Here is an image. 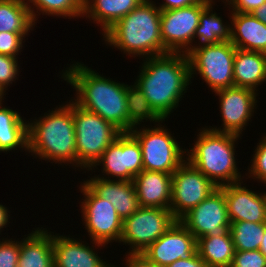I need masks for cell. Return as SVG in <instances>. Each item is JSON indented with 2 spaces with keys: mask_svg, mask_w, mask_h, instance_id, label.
Masks as SVG:
<instances>
[{
  "mask_svg": "<svg viewBox=\"0 0 266 267\" xmlns=\"http://www.w3.org/2000/svg\"><path fill=\"white\" fill-rule=\"evenodd\" d=\"M76 91L70 98L79 107L98 114L121 132H128L127 84L99 74L81 62H74L60 73Z\"/></svg>",
  "mask_w": 266,
  "mask_h": 267,
  "instance_id": "obj_1",
  "label": "cell"
},
{
  "mask_svg": "<svg viewBox=\"0 0 266 267\" xmlns=\"http://www.w3.org/2000/svg\"><path fill=\"white\" fill-rule=\"evenodd\" d=\"M141 60L134 83L155 111L168 120L192 83L187 54L169 52Z\"/></svg>",
  "mask_w": 266,
  "mask_h": 267,
  "instance_id": "obj_2",
  "label": "cell"
},
{
  "mask_svg": "<svg viewBox=\"0 0 266 267\" xmlns=\"http://www.w3.org/2000/svg\"><path fill=\"white\" fill-rule=\"evenodd\" d=\"M28 153L36 159L77 167L73 101L28 120Z\"/></svg>",
  "mask_w": 266,
  "mask_h": 267,
  "instance_id": "obj_3",
  "label": "cell"
},
{
  "mask_svg": "<svg viewBox=\"0 0 266 267\" xmlns=\"http://www.w3.org/2000/svg\"><path fill=\"white\" fill-rule=\"evenodd\" d=\"M160 16L156 2L143 0L103 35L104 43L130 58L144 59L169 53L162 42Z\"/></svg>",
  "mask_w": 266,
  "mask_h": 267,
  "instance_id": "obj_4",
  "label": "cell"
},
{
  "mask_svg": "<svg viewBox=\"0 0 266 267\" xmlns=\"http://www.w3.org/2000/svg\"><path fill=\"white\" fill-rule=\"evenodd\" d=\"M194 145L186 149V159L218 188L240 182L245 176L237 167L236 147L242 136L217 132L207 126L199 129Z\"/></svg>",
  "mask_w": 266,
  "mask_h": 267,
  "instance_id": "obj_5",
  "label": "cell"
},
{
  "mask_svg": "<svg viewBox=\"0 0 266 267\" xmlns=\"http://www.w3.org/2000/svg\"><path fill=\"white\" fill-rule=\"evenodd\" d=\"M73 121L77 167L89 172L104 151L122 132L98 114L89 112L74 102Z\"/></svg>",
  "mask_w": 266,
  "mask_h": 267,
  "instance_id": "obj_6",
  "label": "cell"
},
{
  "mask_svg": "<svg viewBox=\"0 0 266 267\" xmlns=\"http://www.w3.org/2000/svg\"><path fill=\"white\" fill-rule=\"evenodd\" d=\"M165 125H144L143 128L135 127L130 131L140 144L143 170L173 174L186 160V149L180 146Z\"/></svg>",
  "mask_w": 266,
  "mask_h": 267,
  "instance_id": "obj_7",
  "label": "cell"
},
{
  "mask_svg": "<svg viewBox=\"0 0 266 267\" xmlns=\"http://www.w3.org/2000/svg\"><path fill=\"white\" fill-rule=\"evenodd\" d=\"M235 52L236 47L230 41L194 46L187 53L191 80L200 75L212 92L233 87Z\"/></svg>",
  "mask_w": 266,
  "mask_h": 267,
  "instance_id": "obj_8",
  "label": "cell"
},
{
  "mask_svg": "<svg viewBox=\"0 0 266 267\" xmlns=\"http://www.w3.org/2000/svg\"><path fill=\"white\" fill-rule=\"evenodd\" d=\"M176 221L170 209L140 207L123 220L120 244L130 247L126 256L141 254Z\"/></svg>",
  "mask_w": 266,
  "mask_h": 267,
  "instance_id": "obj_9",
  "label": "cell"
},
{
  "mask_svg": "<svg viewBox=\"0 0 266 267\" xmlns=\"http://www.w3.org/2000/svg\"><path fill=\"white\" fill-rule=\"evenodd\" d=\"M79 191L83 198L80 204L82 222L91 241L104 245L120 243L123 220L118 216L113 204L97 196L84 182Z\"/></svg>",
  "mask_w": 266,
  "mask_h": 267,
  "instance_id": "obj_10",
  "label": "cell"
},
{
  "mask_svg": "<svg viewBox=\"0 0 266 267\" xmlns=\"http://www.w3.org/2000/svg\"><path fill=\"white\" fill-rule=\"evenodd\" d=\"M212 1L199 0L186 7L161 10V37L168 52L187 54L193 48L200 14Z\"/></svg>",
  "mask_w": 266,
  "mask_h": 267,
  "instance_id": "obj_11",
  "label": "cell"
},
{
  "mask_svg": "<svg viewBox=\"0 0 266 267\" xmlns=\"http://www.w3.org/2000/svg\"><path fill=\"white\" fill-rule=\"evenodd\" d=\"M97 166H102V176L99 174L95 175L96 177L107 180L115 177V180L133 181L134 177L143 170L139 142L130 132H122L90 169L91 172L98 169Z\"/></svg>",
  "mask_w": 266,
  "mask_h": 267,
  "instance_id": "obj_12",
  "label": "cell"
},
{
  "mask_svg": "<svg viewBox=\"0 0 266 267\" xmlns=\"http://www.w3.org/2000/svg\"><path fill=\"white\" fill-rule=\"evenodd\" d=\"M170 210L180 220L218 187L187 159L172 174Z\"/></svg>",
  "mask_w": 266,
  "mask_h": 267,
  "instance_id": "obj_13",
  "label": "cell"
},
{
  "mask_svg": "<svg viewBox=\"0 0 266 267\" xmlns=\"http://www.w3.org/2000/svg\"><path fill=\"white\" fill-rule=\"evenodd\" d=\"M179 221L196 239L226 235L230 231L231 222L224 192L217 188Z\"/></svg>",
  "mask_w": 266,
  "mask_h": 267,
  "instance_id": "obj_14",
  "label": "cell"
},
{
  "mask_svg": "<svg viewBox=\"0 0 266 267\" xmlns=\"http://www.w3.org/2000/svg\"><path fill=\"white\" fill-rule=\"evenodd\" d=\"M219 98V111L222 127L209 126V129L241 136L245 126L254 116L259 93L242 87H229L214 92ZM211 127V128H210ZM222 128V129H221Z\"/></svg>",
  "mask_w": 266,
  "mask_h": 267,
  "instance_id": "obj_15",
  "label": "cell"
},
{
  "mask_svg": "<svg viewBox=\"0 0 266 267\" xmlns=\"http://www.w3.org/2000/svg\"><path fill=\"white\" fill-rule=\"evenodd\" d=\"M197 252V239L177 220L141 255L152 263L168 266L178 259H189Z\"/></svg>",
  "mask_w": 266,
  "mask_h": 267,
  "instance_id": "obj_16",
  "label": "cell"
},
{
  "mask_svg": "<svg viewBox=\"0 0 266 267\" xmlns=\"http://www.w3.org/2000/svg\"><path fill=\"white\" fill-rule=\"evenodd\" d=\"M53 233V262L54 267H116L107 263L98 256L95 249H102L106 245L90 241L93 245L89 246L86 241L79 238H72L70 235ZM71 237V238H70ZM79 239V240H78ZM86 242V243H85ZM98 247V248H97Z\"/></svg>",
  "mask_w": 266,
  "mask_h": 267,
  "instance_id": "obj_17",
  "label": "cell"
},
{
  "mask_svg": "<svg viewBox=\"0 0 266 267\" xmlns=\"http://www.w3.org/2000/svg\"><path fill=\"white\" fill-rule=\"evenodd\" d=\"M243 183L219 187L225 194L230 222L266 223V192L252 191Z\"/></svg>",
  "mask_w": 266,
  "mask_h": 267,
  "instance_id": "obj_18",
  "label": "cell"
},
{
  "mask_svg": "<svg viewBox=\"0 0 266 267\" xmlns=\"http://www.w3.org/2000/svg\"><path fill=\"white\" fill-rule=\"evenodd\" d=\"M83 182L99 197L110 201L118 216L124 220L136 212L140 206L133 181L107 180L89 176Z\"/></svg>",
  "mask_w": 266,
  "mask_h": 267,
  "instance_id": "obj_19",
  "label": "cell"
},
{
  "mask_svg": "<svg viewBox=\"0 0 266 267\" xmlns=\"http://www.w3.org/2000/svg\"><path fill=\"white\" fill-rule=\"evenodd\" d=\"M133 183L140 207L170 209L172 174L142 170Z\"/></svg>",
  "mask_w": 266,
  "mask_h": 267,
  "instance_id": "obj_20",
  "label": "cell"
},
{
  "mask_svg": "<svg viewBox=\"0 0 266 267\" xmlns=\"http://www.w3.org/2000/svg\"><path fill=\"white\" fill-rule=\"evenodd\" d=\"M230 42L238 49L266 53V25L252 13L229 12Z\"/></svg>",
  "mask_w": 266,
  "mask_h": 267,
  "instance_id": "obj_21",
  "label": "cell"
},
{
  "mask_svg": "<svg viewBox=\"0 0 266 267\" xmlns=\"http://www.w3.org/2000/svg\"><path fill=\"white\" fill-rule=\"evenodd\" d=\"M42 228H33L31 233L20 240L17 267H54L53 234L47 228Z\"/></svg>",
  "mask_w": 266,
  "mask_h": 267,
  "instance_id": "obj_22",
  "label": "cell"
},
{
  "mask_svg": "<svg viewBox=\"0 0 266 267\" xmlns=\"http://www.w3.org/2000/svg\"><path fill=\"white\" fill-rule=\"evenodd\" d=\"M233 78L234 86L258 93V87L266 83V53L236 48Z\"/></svg>",
  "mask_w": 266,
  "mask_h": 267,
  "instance_id": "obj_23",
  "label": "cell"
},
{
  "mask_svg": "<svg viewBox=\"0 0 266 267\" xmlns=\"http://www.w3.org/2000/svg\"><path fill=\"white\" fill-rule=\"evenodd\" d=\"M143 0H83V16L100 25L104 35Z\"/></svg>",
  "mask_w": 266,
  "mask_h": 267,
  "instance_id": "obj_24",
  "label": "cell"
},
{
  "mask_svg": "<svg viewBox=\"0 0 266 267\" xmlns=\"http://www.w3.org/2000/svg\"><path fill=\"white\" fill-rule=\"evenodd\" d=\"M4 99L0 97V152H28V121L18 111L2 106Z\"/></svg>",
  "mask_w": 266,
  "mask_h": 267,
  "instance_id": "obj_25",
  "label": "cell"
},
{
  "mask_svg": "<svg viewBox=\"0 0 266 267\" xmlns=\"http://www.w3.org/2000/svg\"><path fill=\"white\" fill-rule=\"evenodd\" d=\"M213 0L200 14L199 25L194 34V46L219 44L231 40V23L224 22L222 16L213 11L215 5ZM214 12V13H213ZM227 23V24H226ZM198 39V44L195 41Z\"/></svg>",
  "mask_w": 266,
  "mask_h": 267,
  "instance_id": "obj_26",
  "label": "cell"
},
{
  "mask_svg": "<svg viewBox=\"0 0 266 267\" xmlns=\"http://www.w3.org/2000/svg\"><path fill=\"white\" fill-rule=\"evenodd\" d=\"M197 252L208 267H230L236 252L230 231L197 239Z\"/></svg>",
  "mask_w": 266,
  "mask_h": 267,
  "instance_id": "obj_27",
  "label": "cell"
},
{
  "mask_svg": "<svg viewBox=\"0 0 266 267\" xmlns=\"http://www.w3.org/2000/svg\"><path fill=\"white\" fill-rule=\"evenodd\" d=\"M35 24L24 0H0V32L31 33Z\"/></svg>",
  "mask_w": 266,
  "mask_h": 267,
  "instance_id": "obj_28",
  "label": "cell"
},
{
  "mask_svg": "<svg viewBox=\"0 0 266 267\" xmlns=\"http://www.w3.org/2000/svg\"><path fill=\"white\" fill-rule=\"evenodd\" d=\"M128 132L133 128L141 126L143 122H152L155 125L165 120L149 104L142 90L134 83L126 88ZM146 120V121H144Z\"/></svg>",
  "mask_w": 266,
  "mask_h": 267,
  "instance_id": "obj_29",
  "label": "cell"
},
{
  "mask_svg": "<svg viewBox=\"0 0 266 267\" xmlns=\"http://www.w3.org/2000/svg\"><path fill=\"white\" fill-rule=\"evenodd\" d=\"M24 2L30 9L35 23L39 18L37 16L41 14L65 19L83 16V0H24Z\"/></svg>",
  "mask_w": 266,
  "mask_h": 267,
  "instance_id": "obj_30",
  "label": "cell"
},
{
  "mask_svg": "<svg viewBox=\"0 0 266 267\" xmlns=\"http://www.w3.org/2000/svg\"><path fill=\"white\" fill-rule=\"evenodd\" d=\"M266 223L231 222L230 234L236 251L259 250Z\"/></svg>",
  "mask_w": 266,
  "mask_h": 267,
  "instance_id": "obj_31",
  "label": "cell"
},
{
  "mask_svg": "<svg viewBox=\"0 0 266 267\" xmlns=\"http://www.w3.org/2000/svg\"><path fill=\"white\" fill-rule=\"evenodd\" d=\"M255 153V154H254ZM250 160L248 173H245L248 178L257 180L259 183H264L266 186V133L257 143V147Z\"/></svg>",
  "mask_w": 266,
  "mask_h": 267,
  "instance_id": "obj_32",
  "label": "cell"
},
{
  "mask_svg": "<svg viewBox=\"0 0 266 267\" xmlns=\"http://www.w3.org/2000/svg\"><path fill=\"white\" fill-rule=\"evenodd\" d=\"M17 58L0 54V97L6 96L10 84L18 79L20 65Z\"/></svg>",
  "mask_w": 266,
  "mask_h": 267,
  "instance_id": "obj_33",
  "label": "cell"
},
{
  "mask_svg": "<svg viewBox=\"0 0 266 267\" xmlns=\"http://www.w3.org/2000/svg\"><path fill=\"white\" fill-rule=\"evenodd\" d=\"M29 33L0 32V54L18 57ZM24 40V41H23Z\"/></svg>",
  "mask_w": 266,
  "mask_h": 267,
  "instance_id": "obj_34",
  "label": "cell"
},
{
  "mask_svg": "<svg viewBox=\"0 0 266 267\" xmlns=\"http://www.w3.org/2000/svg\"><path fill=\"white\" fill-rule=\"evenodd\" d=\"M2 240V241H1ZM0 239V267H17L20 256V240Z\"/></svg>",
  "mask_w": 266,
  "mask_h": 267,
  "instance_id": "obj_35",
  "label": "cell"
},
{
  "mask_svg": "<svg viewBox=\"0 0 266 267\" xmlns=\"http://www.w3.org/2000/svg\"><path fill=\"white\" fill-rule=\"evenodd\" d=\"M230 267H266V257L260 250L236 251Z\"/></svg>",
  "mask_w": 266,
  "mask_h": 267,
  "instance_id": "obj_36",
  "label": "cell"
},
{
  "mask_svg": "<svg viewBox=\"0 0 266 267\" xmlns=\"http://www.w3.org/2000/svg\"><path fill=\"white\" fill-rule=\"evenodd\" d=\"M231 12L252 13L266 0H221ZM229 5V6H227Z\"/></svg>",
  "mask_w": 266,
  "mask_h": 267,
  "instance_id": "obj_37",
  "label": "cell"
},
{
  "mask_svg": "<svg viewBox=\"0 0 266 267\" xmlns=\"http://www.w3.org/2000/svg\"><path fill=\"white\" fill-rule=\"evenodd\" d=\"M125 267H166L145 259L141 254L125 256Z\"/></svg>",
  "mask_w": 266,
  "mask_h": 267,
  "instance_id": "obj_38",
  "label": "cell"
},
{
  "mask_svg": "<svg viewBox=\"0 0 266 267\" xmlns=\"http://www.w3.org/2000/svg\"><path fill=\"white\" fill-rule=\"evenodd\" d=\"M167 267H208V265L200 258L196 252L189 259H178Z\"/></svg>",
  "mask_w": 266,
  "mask_h": 267,
  "instance_id": "obj_39",
  "label": "cell"
},
{
  "mask_svg": "<svg viewBox=\"0 0 266 267\" xmlns=\"http://www.w3.org/2000/svg\"><path fill=\"white\" fill-rule=\"evenodd\" d=\"M198 1L199 0H164V2L162 1L161 4L157 3L159 4V6L157 5V7L160 10H169V9H174V8L186 7Z\"/></svg>",
  "mask_w": 266,
  "mask_h": 267,
  "instance_id": "obj_40",
  "label": "cell"
},
{
  "mask_svg": "<svg viewBox=\"0 0 266 267\" xmlns=\"http://www.w3.org/2000/svg\"><path fill=\"white\" fill-rule=\"evenodd\" d=\"M10 221V211L7 209V207H5V205H2V203L0 204V233L2 232V230H4L3 228L8 227L9 222Z\"/></svg>",
  "mask_w": 266,
  "mask_h": 267,
  "instance_id": "obj_41",
  "label": "cell"
},
{
  "mask_svg": "<svg viewBox=\"0 0 266 267\" xmlns=\"http://www.w3.org/2000/svg\"><path fill=\"white\" fill-rule=\"evenodd\" d=\"M252 14L266 25V2L261 6L257 7Z\"/></svg>",
  "mask_w": 266,
  "mask_h": 267,
  "instance_id": "obj_42",
  "label": "cell"
},
{
  "mask_svg": "<svg viewBox=\"0 0 266 267\" xmlns=\"http://www.w3.org/2000/svg\"><path fill=\"white\" fill-rule=\"evenodd\" d=\"M259 250L266 257V224H265L264 236L262 238Z\"/></svg>",
  "mask_w": 266,
  "mask_h": 267,
  "instance_id": "obj_43",
  "label": "cell"
}]
</instances>
